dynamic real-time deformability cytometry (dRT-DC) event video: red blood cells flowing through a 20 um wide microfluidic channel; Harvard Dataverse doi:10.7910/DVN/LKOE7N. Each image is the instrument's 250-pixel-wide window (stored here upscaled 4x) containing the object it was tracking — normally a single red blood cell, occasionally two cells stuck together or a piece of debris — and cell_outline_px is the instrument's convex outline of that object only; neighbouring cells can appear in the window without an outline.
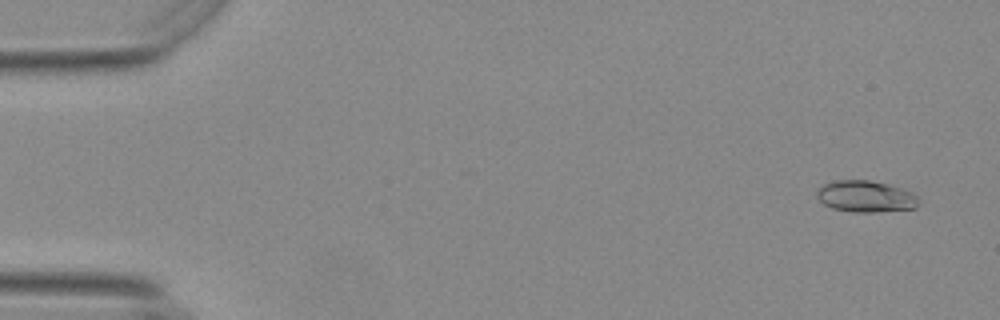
{"species": "Egyptian fruit bat (a non-hibernating species)", "species_latin": "Rousettus aegyptiacus", "temperature_condition": "warm", "stored_images_in_passage": 55, "camera_frame_rate_fps": 3000, "um_per_image_px": 0.085, "animal": {"sex": "female"}, "frame": {"image": 1, "passage_image": 3, "time_ms": 0.667, "image_size_px": [1000, 320], "cell_outline_px": [[920, 200], [916, 208], [876, 212], [852, 212], [832, 208], [824, 204], [816, 196], [816, 192], [824, 184], [836, 180], [868, 180], [888, 184], [904, 188], [912, 192]], "centroid_in_image_um": [73.61, 16.7], "position_along_channel_um": 11.4, "area_um2": 18.79}}
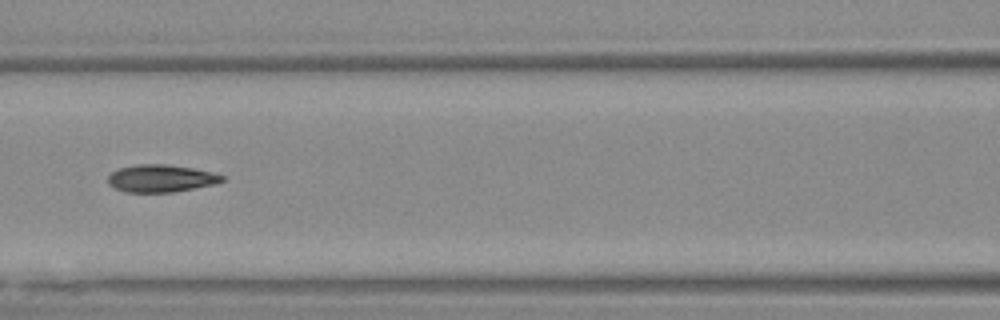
{"frame": {"image": 2, "passage_image": 25, "time_ms": 8.0, "image_size_px": [1000, 320], "cell_outline_px": [[224, 180], [216, 184], [172, 192], [124, 192], [108, 184], [108, 176], [112, 172], [120, 168], [136, 164], [168, 164], [192, 168], [224, 176]], "centroid_in_image_um": [13.65, 15.16], "position_along_channel_um": 152.9, "area_um2": 18.09}}
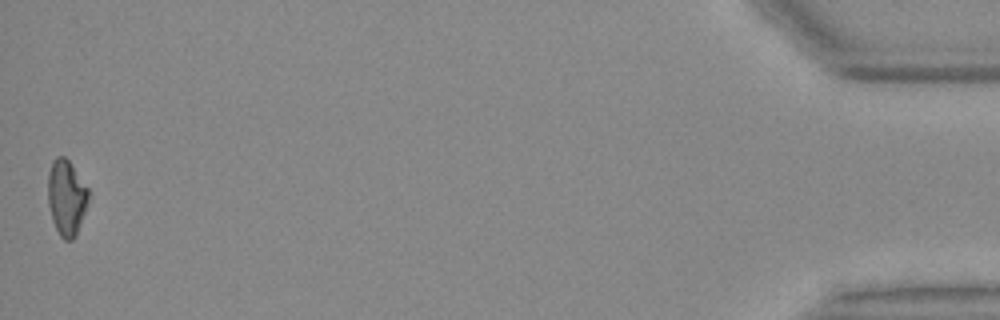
{"frame": {"image": 3, "passage_image": 55, "time_ms": 18.0, "image_size_px": [1000, 320], "cell_outline_px": [[88, 200], [76, 236], [72, 240], [64, 240], [60, 236], [52, 220], [48, 204], [48, 172], [52, 160], [56, 156], [64, 156], [68, 160], [88, 188]], "centroid_in_image_um": [5.62, 16.78], "position_along_channel_um": 429.6, "area_um2": 17.74}, "authors_computed_cell_mechanics": {"area_um2": 18.0336, "velocity_mm_per_s": 3.7152, "shape_relaxation_time_tau1_ms": 4.395, "shape_relaxation_time_tau2_ms": 2.5924, "deformation_change_tau1": 0.1586, "deformation_change_tau2": 0.0989}}